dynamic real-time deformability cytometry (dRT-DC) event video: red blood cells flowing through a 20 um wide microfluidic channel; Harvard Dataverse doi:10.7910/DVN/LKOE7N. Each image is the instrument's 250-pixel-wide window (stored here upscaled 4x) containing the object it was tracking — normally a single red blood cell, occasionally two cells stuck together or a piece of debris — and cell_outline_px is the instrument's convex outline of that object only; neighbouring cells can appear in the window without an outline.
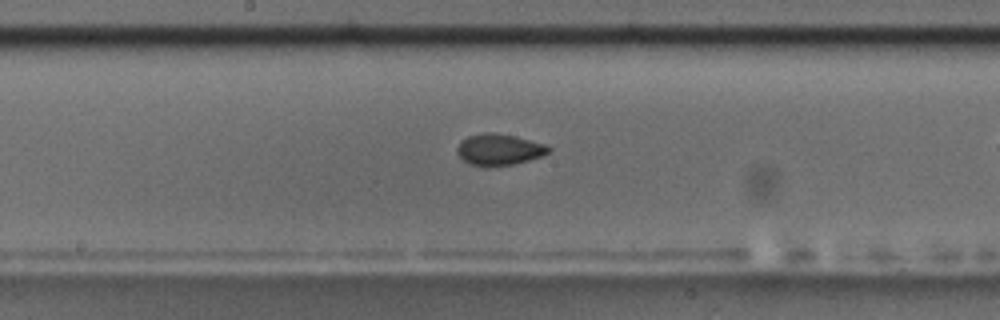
{"species": "common noctule bat (a hibernating species)", "species_latin": "Nyctalus noctula", "temperature_condition": "room temperature", "stored_images_in_passage": 36, "camera_frame_rate_fps": 3000, "um_per_image_px": 0.085, "animal": {"sex": "male", "body_mass_g": 17.5, "forearm_length_mm": 52.3}, "frame": {"image": 1, "passage_image": 21, "time_ms": 6.667, "image_size_px": [1000, 320], "cell_outline_px": [[552, 148], [544, 156], [512, 164], [488, 168], [484, 168], [468, 164], [456, 152], [456, 148], [460, 140], [468, 136], [484, 132], [492, 132], [512, 136], [544, 144]], "centroid_in_image_um": [42.37, 12.74], "position_along_channel_um": 205.8, "area_um2": 16.88}}